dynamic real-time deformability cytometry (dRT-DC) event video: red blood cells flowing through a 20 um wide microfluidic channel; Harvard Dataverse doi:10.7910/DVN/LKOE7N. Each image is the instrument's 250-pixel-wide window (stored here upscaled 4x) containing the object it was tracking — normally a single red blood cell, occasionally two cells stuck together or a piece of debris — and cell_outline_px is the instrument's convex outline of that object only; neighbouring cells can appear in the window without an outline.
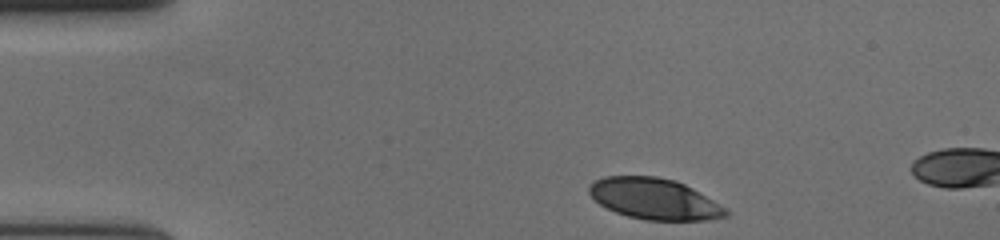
{"species": "human", "species_latin": "Homo sapiens", "temperature_condition": "cold", "stored_images_in_passage": 7, "camera_frame_rate_fps": 3000, "um_per_image_px": 0.085, "donor": {"sex": "female"}, "frame": {"image": 1, "passage_image": 1, "time_ms": 0.0, "image_size_px": [1000, 240], "cell_outline_px": [[728, 216], [704, 220], [648, 220], [628, 216], [616, 212], [600, 204], [588, 192], [588, 188], [596, 180], [604, 176], [656, 176], [676, 180], [692, 188], [712, 200], [724, 208], [728, 212]], "centroid_in_image_um": [55.6, 16.89], "position_along_channel_um": 29.4, "area_um2": 32.25}}